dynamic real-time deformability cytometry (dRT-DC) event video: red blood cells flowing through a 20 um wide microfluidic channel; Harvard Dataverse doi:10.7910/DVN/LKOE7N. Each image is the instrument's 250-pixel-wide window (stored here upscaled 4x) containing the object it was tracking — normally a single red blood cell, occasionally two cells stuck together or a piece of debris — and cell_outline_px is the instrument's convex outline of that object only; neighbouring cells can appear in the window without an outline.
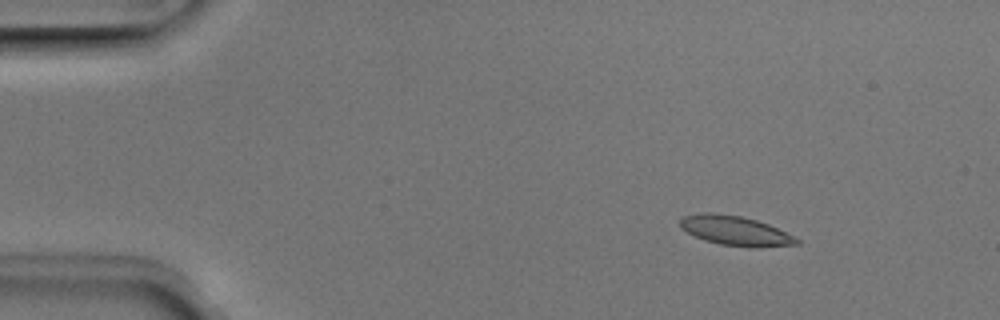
{"species": "Egyptian fruit bat (a non-hibernating species)", "species_latin": "Rousettus aegyptiacus", "temperature_condition": "room temperature", "stored_images_in_passage": 46, "camera_frame_rate_fps": 3000, "um_per_image_px": 0.085, "animal": {"sex": "male"}, "frame": {"image": 1, "passage_image": 1, "time_ms": 0.0, "image_size_px": [1000, 320], "cell_outline_px": [[800, 244], [760, 248], [748, 248], [720, 244], [704, 240], [680, 228], [680, 216], [704, 212], [712, 212], [740, 216], [756, 220], [768, 224], [800, 240]], "centroid_in_image_um": [62.48, 19.62], "position_along_channel_um": 22.5, "area_um2": 20.17}}
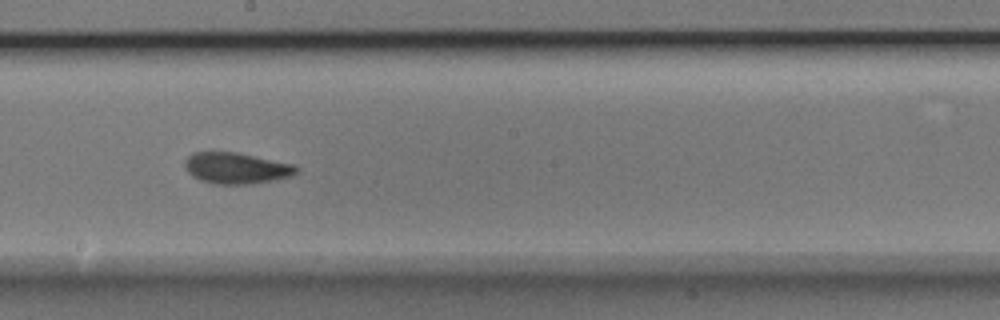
{"frame": {"image": 2, "passage_image": 23, "time_ms": 7.333, "image_size_px": [1000, 320], "cell_outline_px": [[300, 168], [292, 176], [272, 180], [248, 184], [212, 184], [200, 180], [192, 176], [188, 172], [184, 164], [184, 160], [192, 152], [236, 152], [292, 164]], "centroid_in_image_um": [20.05, 14.29], "position_along_channel_um": 228.2, "area_um2": 20.17}}
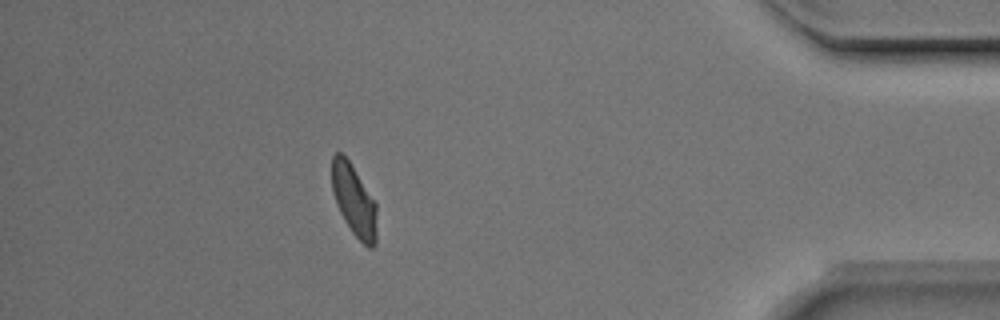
{"frame": {"image": 3, "passage_image": 40, "time_ms": 13.0, "image_size_px": [1000, 320], "cell_outline_px": [[376, 244], [372, 248], [368, 248], [352, 232], [344, 220], [336, 204], [332, 188], [332, 156], [336, 152], [340, 152], [348, 160], [376, 204]], "centroid_in_image_um": [30.08, 17.06], "position_along_channel_um": 405.1, "area_um2": 18.32}, "authors_computed_cell_mechanics": {"area_um2": 19.7676, "velocity_mm_per_s": 3.931, "shape_relaxation_time_tau1_ms": 7.9197, "shape_relaxation_time_tau2_ms": 1.8608, "deformation_change_tau1": 0.1792, "deformation_change_tau2": 0.0562}}